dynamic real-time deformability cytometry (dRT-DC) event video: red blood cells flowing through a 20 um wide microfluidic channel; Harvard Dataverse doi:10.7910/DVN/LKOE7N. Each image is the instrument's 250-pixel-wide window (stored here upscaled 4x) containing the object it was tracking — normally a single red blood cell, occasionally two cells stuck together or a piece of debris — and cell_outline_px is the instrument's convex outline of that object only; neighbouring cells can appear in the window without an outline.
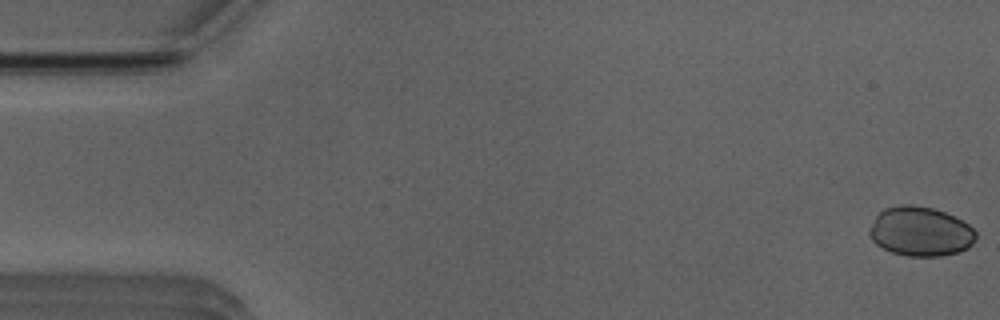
{"species": "Egyptian fruit bat (a non-hibernating species)", "species_latin": "Rousettus aegyptiacus", "temperature_condition": "room temperature", "stored_images_in_passage": 46, "camera_frame_rate_fps": 3000, "um_per_image_px": 0.085, "animal": {"sex": "male"}, "frame": {"image": 1, "passage_image": 1, "time_ms": 0.0, "image_size_px": [1000, 320], "cell_outline_px": [[976, 240], [968, 248], [960, 252], [940, 256], [908, 256], [892, 252], [876, 244], [872, 240], [868, 232], [868, 228], [876, 216], [884, 208], [900, 204], [912, 204], [932, 208], [944, 212], [968, 224], [976, 232]], "centroid_in_image_um": [78.22, 19.67], "position_along_channel_um": 6.8, "area_um2": 30.75}}
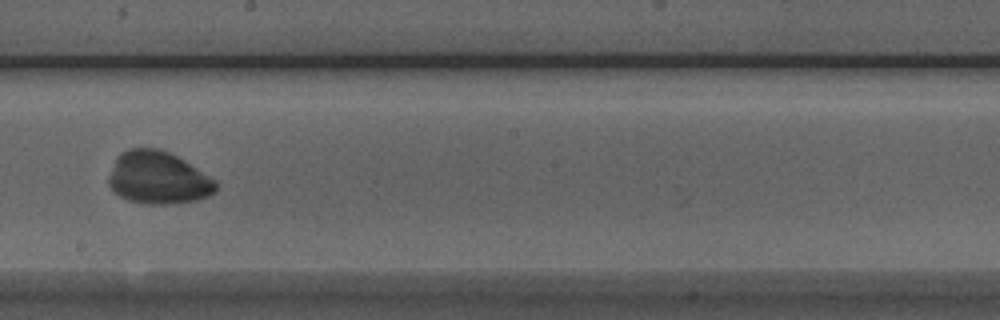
{"frame": {"image": 2, "passage_image": 29, "time_ms": 9.333, "image_size_px": [1000, 320], "cell_outline_px": [[216, 192], [208, 196], [196, 200], [164, 204], [148, 204], [128, 200], [120, 196], [108, 184], [108, 176], [116, 156], [120, 152], [128, 148], [160, 148], [184, 160], [216, 180]], "centroid_in_image_um": [13.42, 15.1], "position_along_channel_um": 234.8, "area_um2": 32.83}}
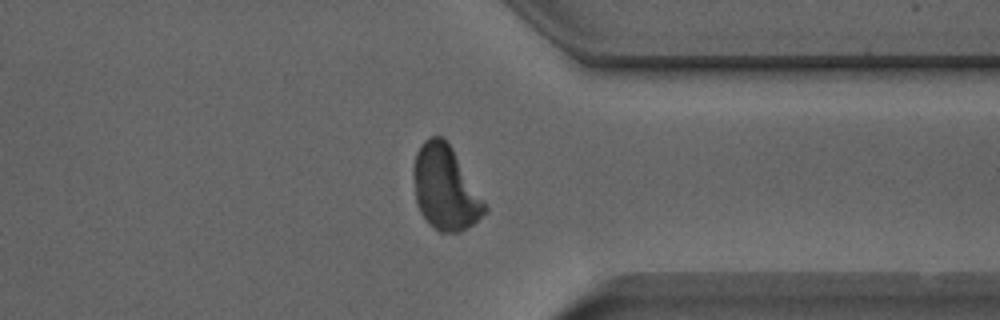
{"frame": {"image": 3, "passage_image": 40, "time_ms": 13.0, "image_size_px": [1000, 320], "cell_outline_px": [[488, 212], [472, 224], [460, 232], [440, 232], [428, 224], [420, 212], [416, 204], [412, 176], [412, 168], [416, 152], [420, 144], [424, 140], [432, 136], [444, 136], [452, 148], [484, 200], [488, 208]], "centroid_in_image_um": [37.82, 15.97], "position_along_channel_um": 373.6, "area_um2": 35.26}}